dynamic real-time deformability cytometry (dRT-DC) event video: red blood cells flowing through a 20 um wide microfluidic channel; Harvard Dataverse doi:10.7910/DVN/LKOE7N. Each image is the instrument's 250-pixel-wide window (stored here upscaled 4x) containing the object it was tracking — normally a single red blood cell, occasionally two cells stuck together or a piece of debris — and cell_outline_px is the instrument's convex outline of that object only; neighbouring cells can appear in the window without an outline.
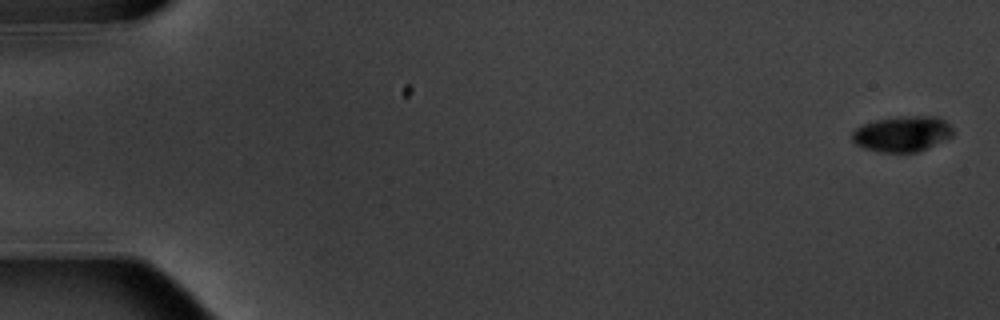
{"species": "common noctule bat (a hibernating species)", "species_latin": "Nyctalus noctula", "temperature_condition": "warm", "stored_images_in_passage": 6, "camera_frame_rate_fps": 3000, "um_per_image_px": 0.085, "animal": {"sex": "male", "body_mass_g": 20.1, "forearm_length_mm": 53.5}, "frame": {"image": 1, "passage_image": 1, "time_ms": 0.0, "image_size_px": [1000, 320], "cell_outline_px": [[952, 136], [916, 152], [880, 152], [864, 148], [856, 144], [852, 140], [852, 132], [856, 128], [864, 124], [876, 120], [896, 116], [936, 116], [944, 120], [952, 128]], "centroid_in_image_um": [76.66, 11.36], "position_along_channel_um": 8.3, "area_um2": 20.69}}
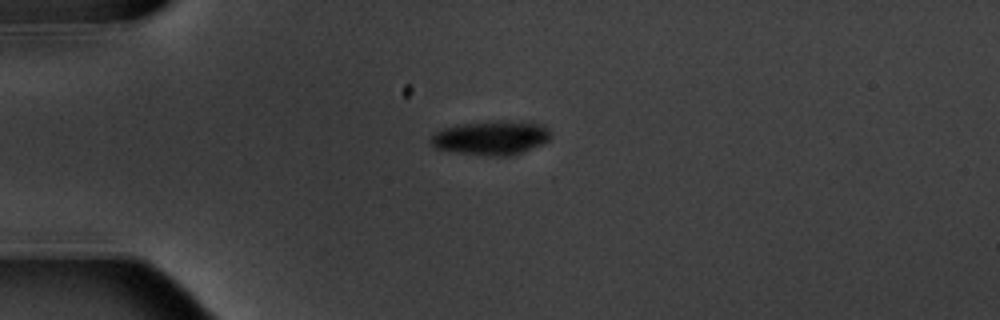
{"frame": {"image": 2, "passage_image": 5, "time_ms": 4.667, "image_size_px": [1000, 320], "cell_outline_px": [[552, 136], [544, 144], [508, 156], [484, 156], [456, 152], [436, 148], [428, 144], [428, 140], [436, 132], [444, 128], [456, 124], [492, 120], [504, 120], [544, 124], [552, 132]], "centroid_in_image_um": [41.75, 11.7], "position_along_channel_um": 43.3, "area_um2": 24.33}}